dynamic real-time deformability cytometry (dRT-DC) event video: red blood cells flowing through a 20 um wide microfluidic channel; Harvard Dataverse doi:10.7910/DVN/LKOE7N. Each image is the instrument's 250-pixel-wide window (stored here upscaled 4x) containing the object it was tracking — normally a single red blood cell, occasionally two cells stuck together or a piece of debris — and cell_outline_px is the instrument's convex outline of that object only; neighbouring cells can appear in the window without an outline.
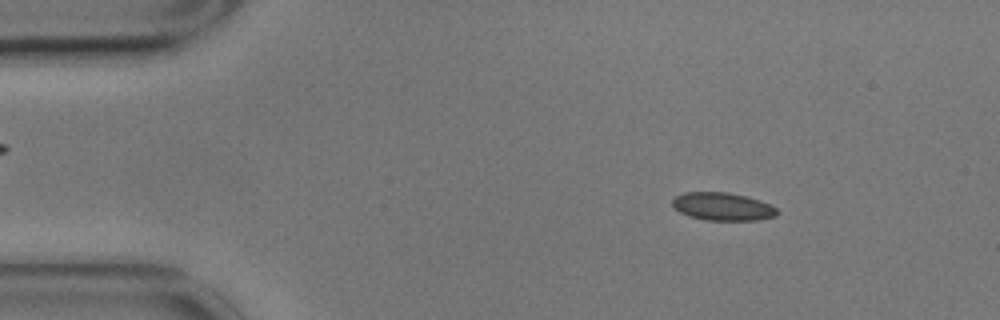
{"species": "common noctule bat (a hibernating species)", "species_latin": "Nyctalus noctula", "temperature_condition": "cold", "stored_images_in_passage": 56, "camera_frame_rate_fps": 3000, "um_per_image_px": 0.085, "animal": {"sex": "male", "body_mass_g": 17.9}, "frame": {"image": 1, "passage_image": 7, "time_ms": 2.0, "image_size_px": [1000, 320], "cell_outline_px": [[776, 216], [756, 220], [704, 220], [688, 216], [680, 212], [672, 204], [672, 200], [676, 196], [684, 192], [728, 192], [744, 196], [768, 204], [776, 208]], "centroid_in_image_um": [61.37, 17.56], "position_along_channel_um": 23.6, "area_um2": 16.76}}
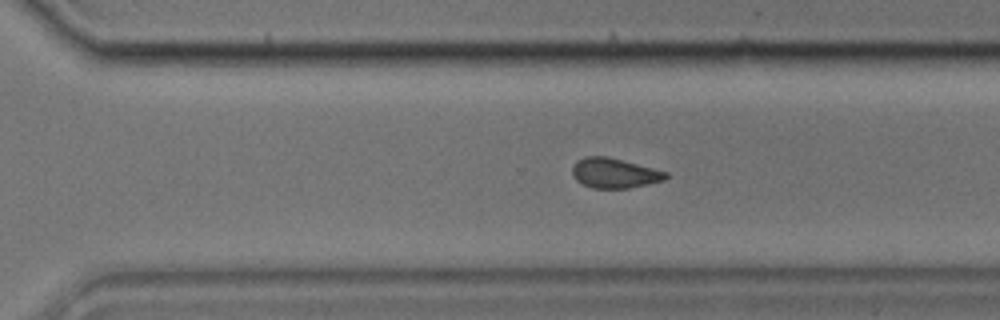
{"frame": {"image": 2, "passage_image": 38, "time_ms": 12.333, "image_size_px": [1000, 320], "cell_outline_px": [[668, 176], [664, 180], [648, 184], [628, 188], [592, 188], [576, 180], [572, 176], [572, 168], [576, 160], [584, 156], [608, 156], [668, 172]], "centroid_in_image_um": [52.2, 14.7], "position_along_channel_um": 318.4, "area_um2": 16.36}}
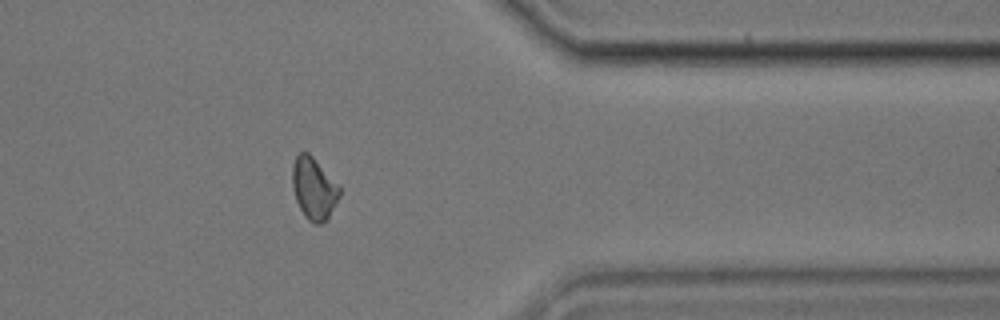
{"frame": {"image": 3, "passage_image": 45, "time_ms": 14.667, "image_size_px": [1000, 320], "cell_outline_px": [[340, 196], [328, 220], [324, 224], [316, 224], [308, 220], [304, 216], [296, 200], [292, 184], [292, 164], [296, 156], [300, 152], [308, 152], [312, 156], [340, 188]], "centroid_in_image_um": [26.67, 16.06], "position_along_channel_um": 384.7, "area_um2": 16.99}, "authors_computed_cell_mechanics": {"area_um2": 16.9643, "velocity_mm_per_s": 3.4774, "shape_relaxation_time_tau1_ms": null, "shape_relaxation_time_tau2_ms": 4.1631, "deformation_change_tau1": null, "deformation_change_tau2": 0.0847}}